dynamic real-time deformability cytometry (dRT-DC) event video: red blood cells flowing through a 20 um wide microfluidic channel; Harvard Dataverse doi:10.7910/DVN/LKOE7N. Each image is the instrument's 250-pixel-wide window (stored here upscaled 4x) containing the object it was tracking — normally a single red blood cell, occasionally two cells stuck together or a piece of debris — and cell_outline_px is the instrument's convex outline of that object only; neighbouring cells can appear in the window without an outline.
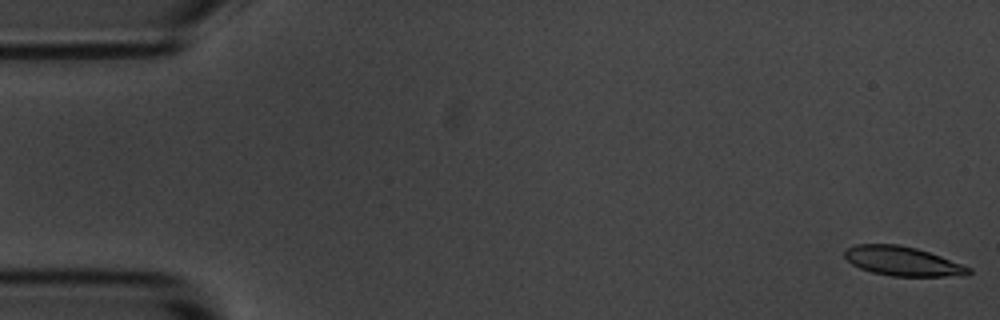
{"species": "common noctule bat (a hibernating species)", "species_latin": "Nyctalus noctula", "temperature_condition": "room temperature", "stored_images_in_passage": 11, "camera_frame_rate_fps": 3000, "um_per_image_px": 0.085, "animal": {"sex": "male", "body_mass_g": 20.1, "forearm_length_mm": 53.5}, "frame": {"image": 1, "passage_image": 1, "time_ms": 0.0, "image_size_px": [1000, 320], "cell_outline_px": [[972, 272], [968, 276], [892, 276], [872, 272], [860, 268], [852, 264], [844, 256], [844, 248], [856, 244], [896, 244], [916, 248], [940, 256], [972, 268]], "centroid_in_image_um": [76.72, 22.2], "position_along_channel_um": 8.3, "area_um2": 21.21}}